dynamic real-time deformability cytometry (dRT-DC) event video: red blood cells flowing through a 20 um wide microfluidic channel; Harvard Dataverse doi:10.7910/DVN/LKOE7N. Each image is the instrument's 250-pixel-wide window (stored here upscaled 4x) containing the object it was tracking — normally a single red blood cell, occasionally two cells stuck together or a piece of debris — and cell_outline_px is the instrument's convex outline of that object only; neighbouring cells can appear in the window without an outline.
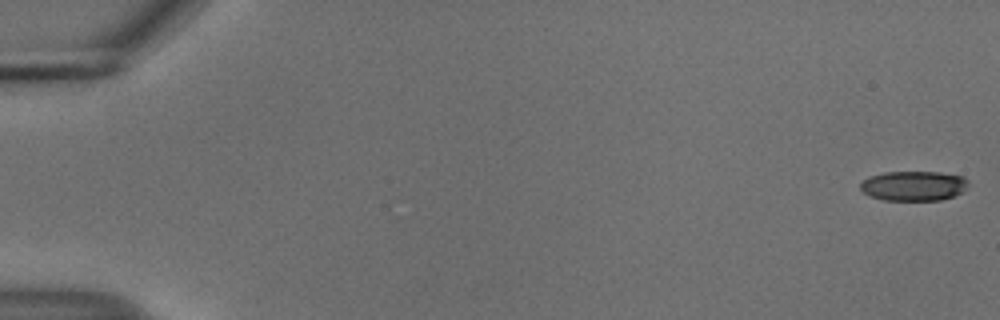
{"species": "common noctule bat (a hibernating species)", "species_latin": "Nyctalus noctula", "temperature_condition": "cold", "stored_images_in_passage": 15, "camera_frame_rate_fps": 3000, "um_per_image_px": 0.085, "animal": {"sex": "male", "body_mass_g": 18.8}, "frame": {"image": 1, "passage_image": 1, "time_ms": 0.0, "image_size_px": [1000, 320], "cell_outline_px": [[968, 188], [964, 192], [940, 200], [884, 200], [868, 196], [860, 188], [860, 184], [868, 176], [884, 172], [940, 172], [964, 176], [968, 180]], "centroid_in_image_um": [77.68, 15.79], "position_along_channel_um": 7.3, "area_um2": 18.96}}
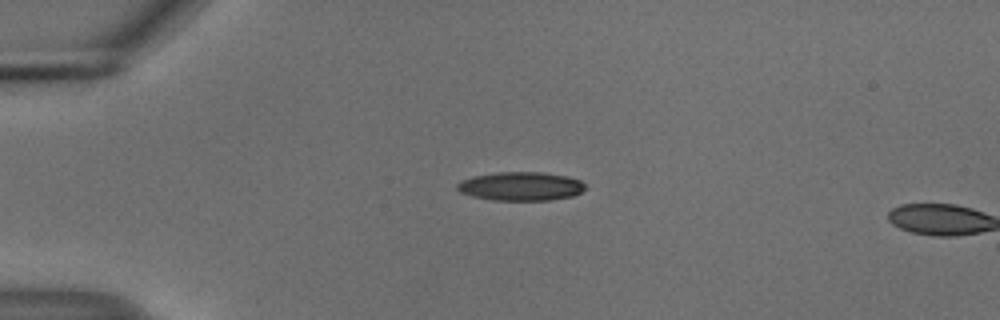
{"frame": {"image": 2, "passage_image": 14, "time_ms": 4.333, "image_size_px": [1000, 320], "cell_outline_px": [[588, 188], [572, 196], [548, 200], [492, 200], [472, 196], [460, 192], [456, 188], [456, 184], [472, 176], [500, 172], [540, 172], [568, 176], [580, 180]], "centroid_in_image_um": [44.28, 15.83], "position_along_channel_um": 40.7, "area_um2": 21.39}}